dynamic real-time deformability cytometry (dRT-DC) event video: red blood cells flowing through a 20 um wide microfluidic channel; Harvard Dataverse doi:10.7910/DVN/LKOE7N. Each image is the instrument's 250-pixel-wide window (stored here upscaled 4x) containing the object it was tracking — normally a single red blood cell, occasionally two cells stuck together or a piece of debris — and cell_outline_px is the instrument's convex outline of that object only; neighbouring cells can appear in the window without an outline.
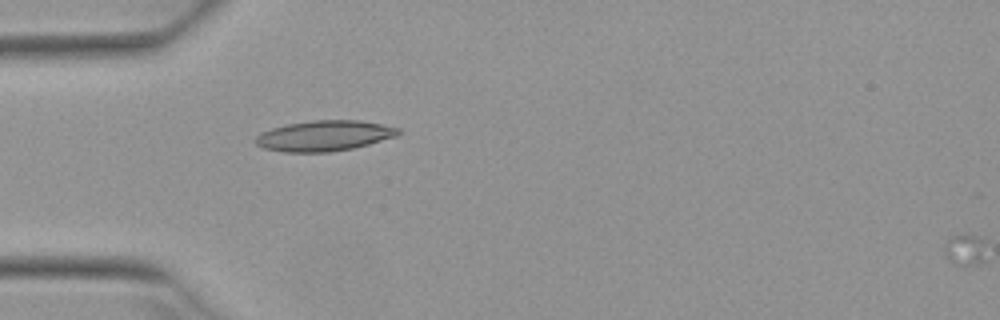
{"species": "Egyptian fruit bat (a non-hibernating species)", "species_latin": "Rousettus aegyptiacus", "temperature_condition": "warm", "stored_images_in_passage": 6, "camera_frame_rate_fps": 3000, "um_per_image_px": 0.085, "animal": {"sex": "female"}, "frame": {"image": 1, "passage_image": 5, "time_ms": 1.333, "image_size_px": [1000, 320], "cell_outline_px": [[400, 132], [396, 136], [368, 144], [352, 148], [328, 152], [284, 152], [264, 148], [256, 144], [256, 136], [260, 132], [272, 128], [288, 124], [312, 120], [360, 120], [400, 128]], "centroid_in_image_um": [27.54, 11.53], "position_along_channel_um": 57.5, "area_um2": 25.2}}